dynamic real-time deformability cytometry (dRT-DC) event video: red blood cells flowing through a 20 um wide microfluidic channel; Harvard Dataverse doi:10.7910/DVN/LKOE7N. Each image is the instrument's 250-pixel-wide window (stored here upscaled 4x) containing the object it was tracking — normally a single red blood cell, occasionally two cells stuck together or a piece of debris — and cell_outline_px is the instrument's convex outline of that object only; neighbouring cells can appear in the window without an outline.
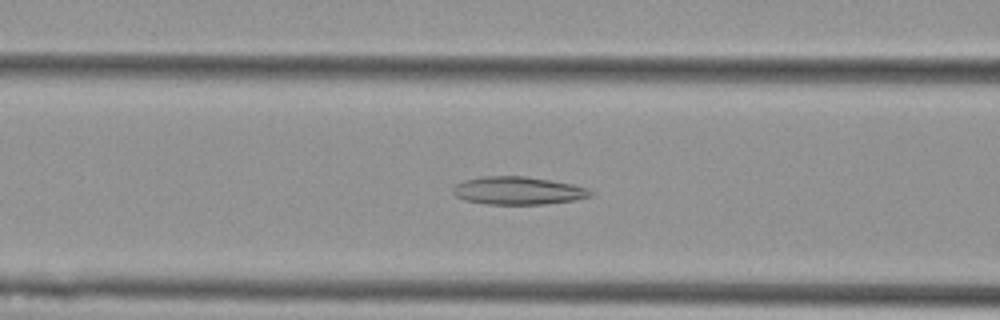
{"species": "Egyptian fruit bat (a non-hibernating species)", "species_latin": "Rousettus aegyptiacus", "temperature_condition": "cold", "stored_images_in_passage": 51, "camera_frame_rate_fps": 3000, "um_per_image_px": 0.085, "animal": {"sex": "female"}, "frame": {"image": 1, "passage_image": 18, "time_ms": 5.667, "image_size_px": [1000, 320], "cell_outline_px": [[592, 196], [572, 200], [544, 204], [484, 204], [464, 200], [456, 196], [452, 192], [452, 188], [456, 184], [464, 180], [484, 176], [524, 176], [572, 184], [588, 188], [592, 192]], "centroid_in_image_um": [43.99, 16.2], "position_along_channel_um": 122.6, "area_um2": 22.25}}
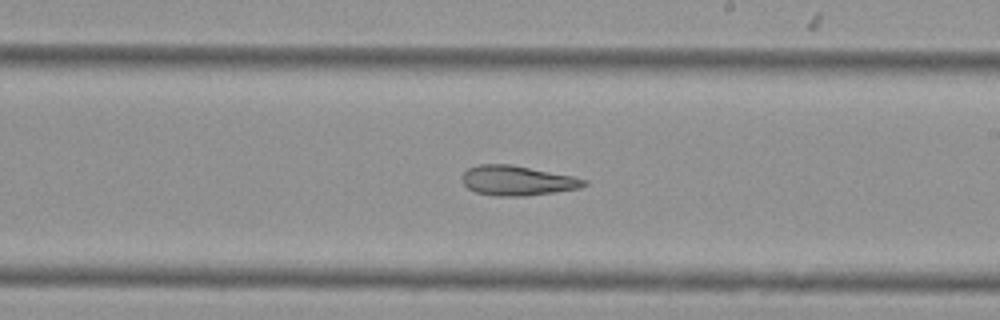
{"frame": {"image": 2, "passage_image": 28, "time_ms": 9.0, "image_size_px": [1000, 320], "cell_outline_px": [[588, 184], [580, 188], [524, 196], [496, 196], [476, 192], [468, 188], [464, 184], [464, 172], [468, 168], [480, 164], [512, 164], [572, 176], [588, 180]], "centroid_in_image_um": [43.99, 15.34], "position_along_channel_um": 245.0, "area_um2": 20.98}}
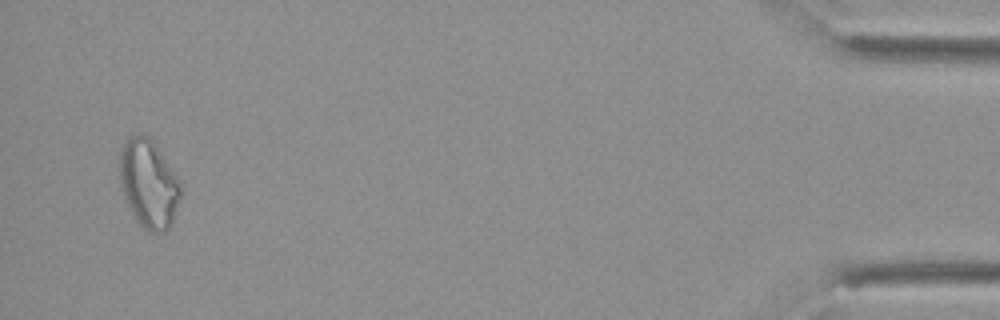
{"frame": {"image": 3, "passage_image": 49, "time_ms": 16.0, "image_size_px": [1000, 320], "cell_outline_px": [[180, 196], [172, 224], [164, 232], [148, 232], [140, 224], [132, 212], [124, 196], [120, 180], [120, 152], [128, 136], [148, 136], [152, 140], [176, 176], [180, 184]], "centroid_in_image_um": [12.63, 15.64], "position_along_channel_um": 422.6, "area_um2": 30.58}, "authors_computed_cell_mechanics": {"area_um2": 24.7384, "velocity_mm_per_s": 3.6873, "shape_relaxation_time_tau1_ms": null, "shape_relaxation_time_tau2_ms": 8.7247, "deformation_change_tau1": null, "deformation_change_tau2": 0.1995}}